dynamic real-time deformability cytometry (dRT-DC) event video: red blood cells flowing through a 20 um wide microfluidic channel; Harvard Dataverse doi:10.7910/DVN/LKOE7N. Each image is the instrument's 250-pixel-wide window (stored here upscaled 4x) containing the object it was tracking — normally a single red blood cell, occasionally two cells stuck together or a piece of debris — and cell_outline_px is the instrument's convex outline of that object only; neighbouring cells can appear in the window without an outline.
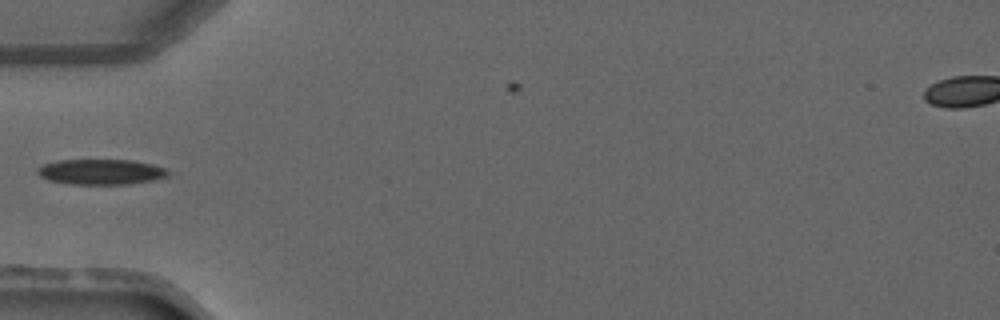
{"species": "common noctule bat (a hibernating species)", "species_latin": "Nyctalus noctula", "temperature_condition": "warm", "stored_images_in_passage": 5, "camera_frame_rate_fps": 3000, "um_per_image_px": 0.085, "animal": {"sex": "male", "forearm_length_mm": 52.5}, "frame": {"image": 1, "passage_image": 1, "time_ms": 0.0, "image_size_px": [1000, 320], "cell_outline_px": [[168, 176], [152, 180], [132, 184], [68, 184], [48, 180], [40, 176], [36, 172], [36, 168], [40, 164], [56, 160], [132, 160], [152, 164], [164, 168], [168, 172]], "centroid_in_image_um": [8.51, 14.6], "position_along_channel_um": 76.5, "area_um2": 19.48}}